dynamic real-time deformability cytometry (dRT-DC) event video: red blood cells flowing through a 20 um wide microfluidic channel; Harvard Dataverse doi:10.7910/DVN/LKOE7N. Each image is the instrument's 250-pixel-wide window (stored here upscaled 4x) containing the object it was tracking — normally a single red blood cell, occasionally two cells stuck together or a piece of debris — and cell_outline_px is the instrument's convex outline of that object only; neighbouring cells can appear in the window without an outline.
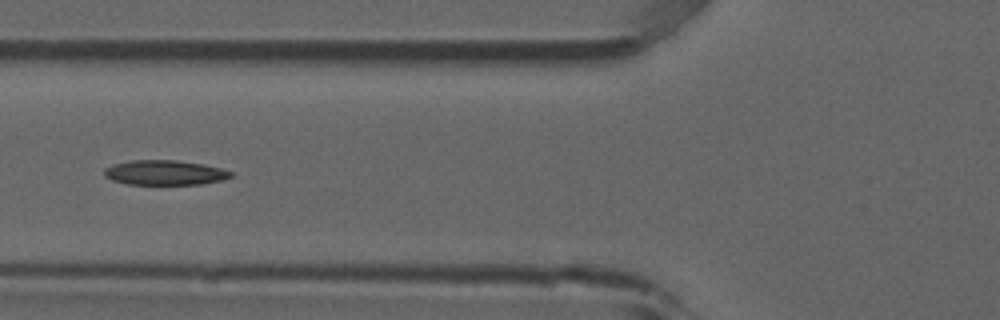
{"species": "common noctule bat (a hibernating species)", "species_latin": "Nyctalus noctula", "temperature_condition": "room temperature", "stored_images_in_passage": 6, "camera_frame_rate_fps": 3000, "um_per_image_px": 0.085, "animal": {"sex": "male", "forearm_length_mm": 52.5}, "frame": {"image": 1, "passage_image": 6, "time_ms": 1.667, "image_size_px": [1000, 320], "cell_outline_px": [[236, 172], [232, 176], [224, 180], [200, 184], [128, 184], [112, 180], [104, 176], [104, 168], [112, 164], [132, 160], [176, 160], [200, 164], [220, 168]], "centroid_in_image_um": [14.01, 14.67], "position_along_channel_um": 111.8, "area_um2": 18.32}}